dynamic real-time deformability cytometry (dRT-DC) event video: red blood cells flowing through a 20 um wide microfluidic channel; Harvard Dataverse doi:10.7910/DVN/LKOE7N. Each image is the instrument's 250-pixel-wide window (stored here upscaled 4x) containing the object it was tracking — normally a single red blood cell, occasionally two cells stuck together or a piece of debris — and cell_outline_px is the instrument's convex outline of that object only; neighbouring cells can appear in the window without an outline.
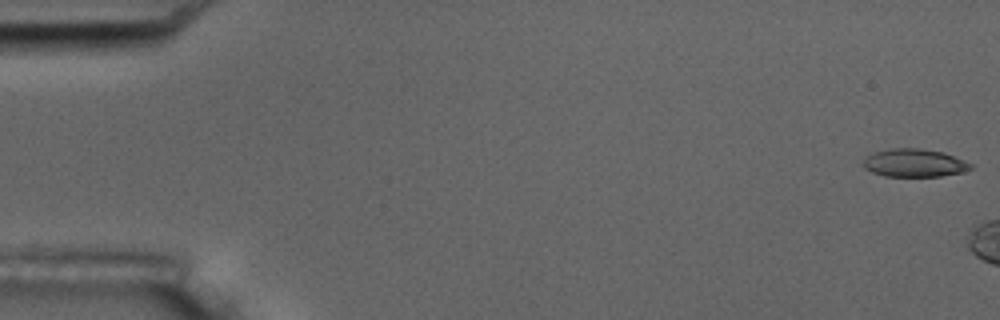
{"species": "common noctule bat (a hibernating species)", "species_latin": "Nyctalus noctula", "temperature_condition": "room temperature", "stored_images_in_passage": 7, "camera_frame_rate_fps": 3000, "um_per_image_px": 0.085, "animal": {"sex": "male", "body_mass_g": 17.5, "forearm_length_mm": 52.3}, "frame": {"image": 1, "passage_image": 1, "time_ms": 0.0, "image_size_px": [1000, 320], "cell_outline_px": [[972, 168], [960, 172], [940, 176], [884, 176], [872, 172], [864, 168], [864, 160], [872, 152], [888, 148], [920, 148], [944, 152], [964, 160], [972, 164]], "centroid_in_image_um": [77.7, 13.83], "position_along_channel_um": 7.3, "area_um2": 17.51}}